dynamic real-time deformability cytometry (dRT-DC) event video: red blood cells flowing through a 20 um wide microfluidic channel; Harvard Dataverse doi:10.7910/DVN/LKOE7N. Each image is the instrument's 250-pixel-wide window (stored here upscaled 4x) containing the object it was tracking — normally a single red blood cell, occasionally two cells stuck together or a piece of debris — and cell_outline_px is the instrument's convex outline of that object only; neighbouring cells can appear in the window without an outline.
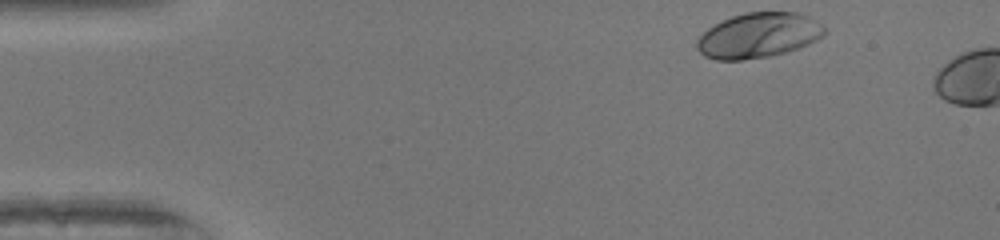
{"species": "human", "species_latin": "Homo sapiens", "temperature_condition": "warm", "stored_images_in_passage": 5, "camera_frame_rate_fps": 3000, "um_per_image_px": 0.085, "donor": {"sex": "female"}, "frame": {"image": 1, "passage_image": 1, "time_ms": 0.0, "image_size_px": [1000, 240], "cell_outline_px": [[828, 32], [824, 36], [808, 44], [784, 52], [768, 56], [740, 60], [716, 60], [704, 56], [696, 48], [696, 40], [708, 28], [732, 16], [744, 12], [796, 12], [808, 16], [828, 28]], "centroid_in_image_um": [64.48, 3.0], "position_along_channel_um": 20.5, "area_um2": 33.47}}